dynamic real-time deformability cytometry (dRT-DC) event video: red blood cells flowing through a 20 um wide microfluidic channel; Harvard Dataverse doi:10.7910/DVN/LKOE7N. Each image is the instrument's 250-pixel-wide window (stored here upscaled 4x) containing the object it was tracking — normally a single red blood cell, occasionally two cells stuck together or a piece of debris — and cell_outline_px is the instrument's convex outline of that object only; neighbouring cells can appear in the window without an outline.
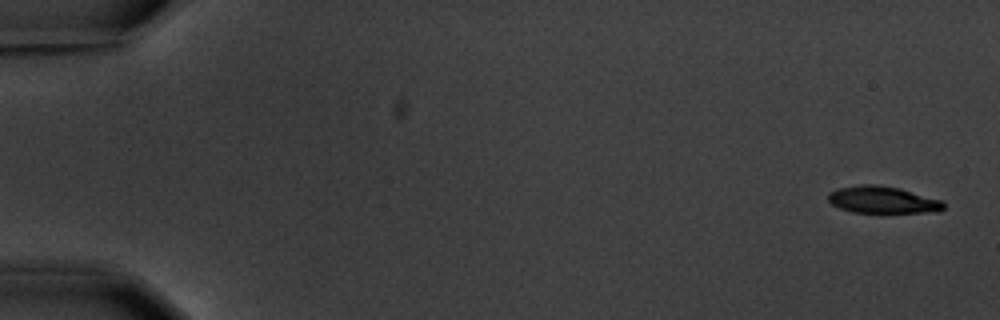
{"species": "common noctule bat (a hibernating species)", "species_latin": "Nyctalus noctula", "temperature_condition": "warm", "stored_images_in_passage": 4, "camera_frame_rate_fps": 3000, "um_per_image_px": 0.085, "animal": {"sex": "male", "body_mass_g": 20.1, "forearm_length_mm": 53.5}, "frame": {"image": 1, "passage_image": 1, "time_ms": 0.0, "image_size_px": [1000, 320], "cell_outline_px": [[944, 208], [940, 212], [880, 216], [852, 212], [840, 208], [832, 204], [828, 200], [828, 192], [840, 188], [864, 184], [876, 184], [900, 188], [944, 200]], "centroid_in_image_um": [75.11, 17.05], "position_along_channel_um": 9.9, "area_um2": 19.48}}